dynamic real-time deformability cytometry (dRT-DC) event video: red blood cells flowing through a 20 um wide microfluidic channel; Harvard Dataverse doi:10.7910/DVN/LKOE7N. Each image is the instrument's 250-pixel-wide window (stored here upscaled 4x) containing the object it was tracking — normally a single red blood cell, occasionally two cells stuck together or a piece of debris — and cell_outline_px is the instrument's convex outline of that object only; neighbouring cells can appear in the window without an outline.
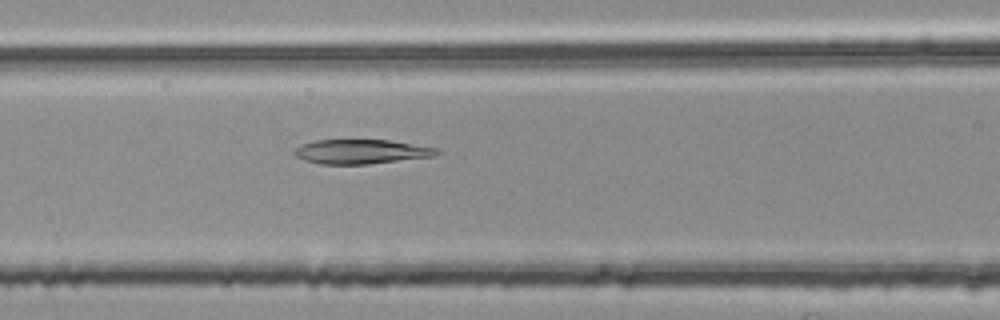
{"species": "common noctule bat (a hibernating species)", "species_latin": "Nyctalus noctula", "temperature_condition": "room temperature", "stored_images_in_passage": 32, "camera_frame_rate_fps": 3000, "um_per_image_px": 0.085, "animal": {"sex": "female", "body_mass_g": 25.1}, "frame": {"image": 1, "passage_image": 7, "time_ms": 2.0, "image_size_px": [1000, 320], "cell_outline_px": [[440, 152], [432, 156], [368, 164], [320, 164], [304, 160], [296, 156], [292, 152], [300, 144], [316, 140], [388, 140], [440, 148]], "centroid_in_image_um": [30.67, 12.88], "position_along_channel_um": 135.9, "area_um2": 20.17}}
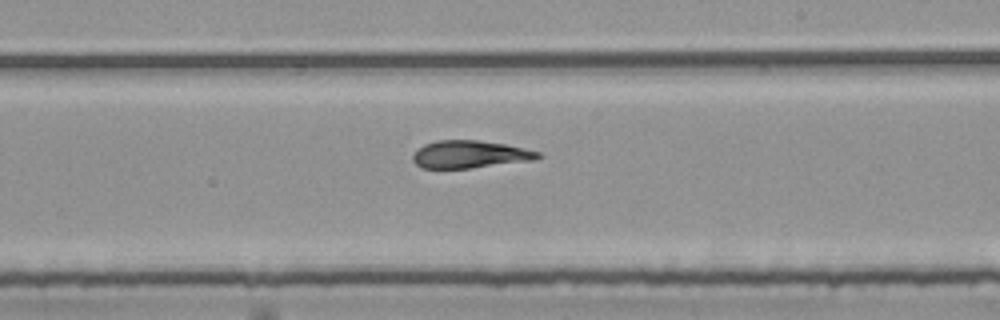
{"frame": {"image": 2, "passage_image": 16, "time_ms": 5.0, "image_size_px": [1000, 320], "cell_outline_px": [[544, 156], [536, 160], [468, 168], [420, 168], [412, 160], [412, 156], [424, 144], [436, 140], [476, 140], [504, 144], [524, 148], [540, 152]], "centroid_in_image_um": [39.96, 13.12], "position_along_channel_um": 249.0, "area_um2": 20.06}}
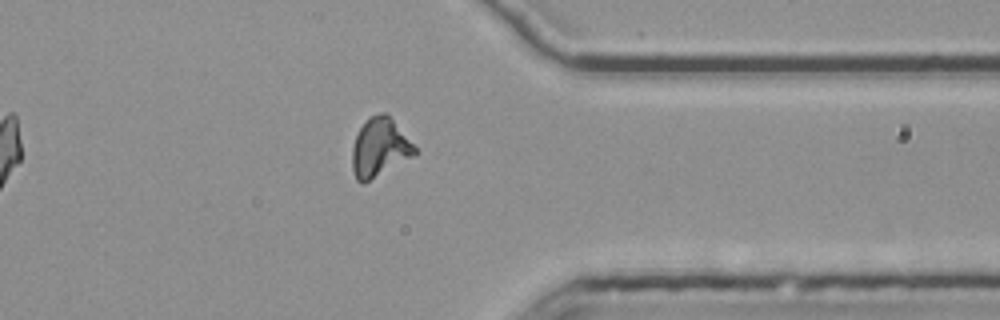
{"frame": {"image": 3, "passage_image": 27, "time_ms": 8.667, "image_size_px": [1000, 320], "cell_outline_px": [[420, 152], [416, 156], [364, 184], [360, 184], [356, 180], [352, 168], [352, 148], [356, 136], [360, 128], [368, 116], [380, 112], [384, 112], [392, 120]], "centroid_in_image_um": [32.27, 12.59], "position_along_channel_um": 379.1, "area_um2": 21.62}, "authors_computed_cell_mechanics": {"area_um2": 20.4323, "velocity_mm_per_s": 3.7821, "shape_relaxation_time_tau1_ms": null, "shape_relaxation_time_tau2_ms": 4.5003, "deformation_change_tau1": null, "deformation_change_tau2": 0.1481}}